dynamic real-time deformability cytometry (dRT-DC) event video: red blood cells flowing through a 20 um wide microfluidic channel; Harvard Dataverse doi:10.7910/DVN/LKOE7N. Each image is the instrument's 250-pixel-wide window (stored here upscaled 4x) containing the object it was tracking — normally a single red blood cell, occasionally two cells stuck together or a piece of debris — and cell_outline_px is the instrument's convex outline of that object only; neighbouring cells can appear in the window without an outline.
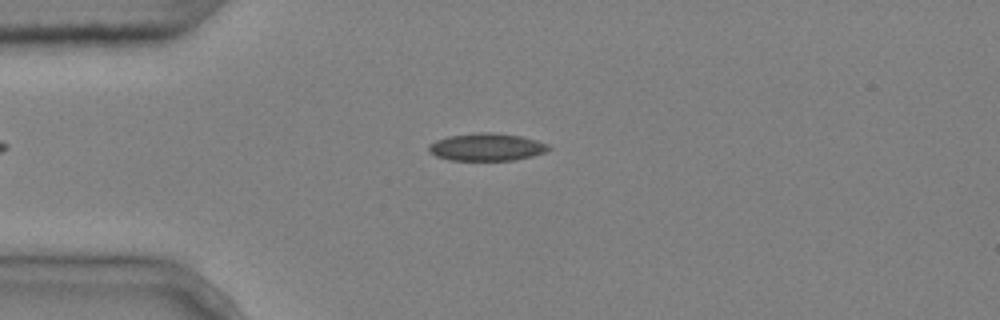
{"species": "common noctule bat (a hibernating species)", "species_latin": "Nyctalus noctula", "temperature_condition": "cold", "stored_images_in_passage": 5, "camera_frame_rate_fps": 3000, "um_per_image_px": 0.085, "animal": {"sex": "male", "body_mass_g": 20.4}, "frame": {"image": 1, "passage_image": 3, "time_ms": 0.667, "image_size_px": [1000, 320], "cell_outline_px": [[552, 148], [544, 152], [532, 156], [512, 160], [452, 160], [436, 156], [428, 152], [428, 144], [436, 140], [448, 136], [476, 132], [492, 132], [520, 136], [536, 140], [548, 144]], "centroid_in_image_um": [41.34, 12.49], "position_along_channel_um": 43.7, "area_um2": 19.25}}
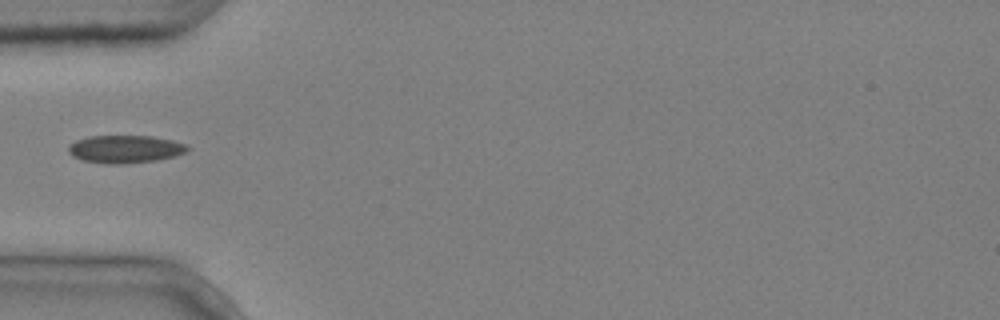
{"frame": {"image": 2, "passage_image": 4, "time_ms": 1.0, "image_size_px": [1000, 320], "cell_outline_px": [[192, 148], [176, 156], [156, 160], [124, 164], [108, 164], [80, 160], [72, 156], [68, 152], [68, 144], [76, 140], [88, 136], [152, 136], [172, 140], [188, 144]], "centroid_in_image_um": [10.63, 12.67], "position_along_channel_um": 74.4, "area_um2": 19.54}}